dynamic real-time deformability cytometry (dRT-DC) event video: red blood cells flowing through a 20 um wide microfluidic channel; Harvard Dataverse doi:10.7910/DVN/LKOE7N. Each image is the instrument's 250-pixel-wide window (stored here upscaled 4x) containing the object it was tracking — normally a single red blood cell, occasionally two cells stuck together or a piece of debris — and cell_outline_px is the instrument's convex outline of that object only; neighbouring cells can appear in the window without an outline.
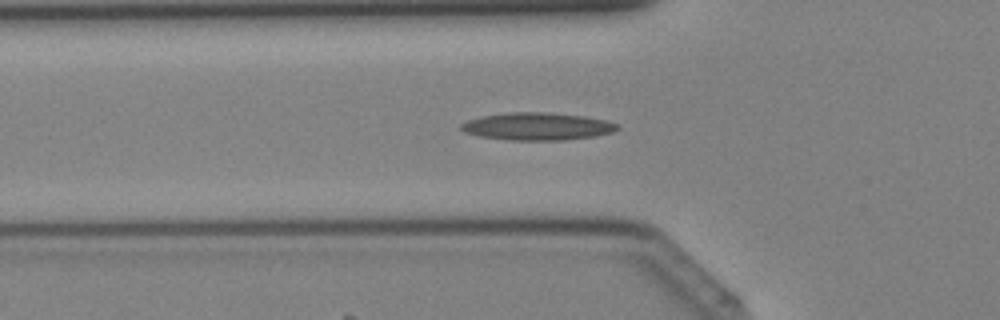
{"species": "Egyptian fruit bat (a non-hibernating species)", "species_latin": "Rousettus aegyptiacus", "temperature_condition": "cold", "stored_images_in_passage": 35, "camera_frame_rate_fps": 3000, "um_per_image_px": 0.085, "animal": {"sex": "female"}, "frame": {"image": 1, "passage_image": 13, "time_ms": 4.0, "image_size_px": [1000, 320], "cell_outline_px": [[620, 128], [612, 132], [592, 136], [564, 140], [512, 140], [480, 136], [464, 132], [460, 128], [460, 124], [468, 120], [484, 116], [508, 112], [548, 112], [584, 116], [608, 120], [620, 124]], "centroid_in_image_um": [45.7, 10.73], "position_along_channel_um": 80.1, "area_um2": 25.03}}
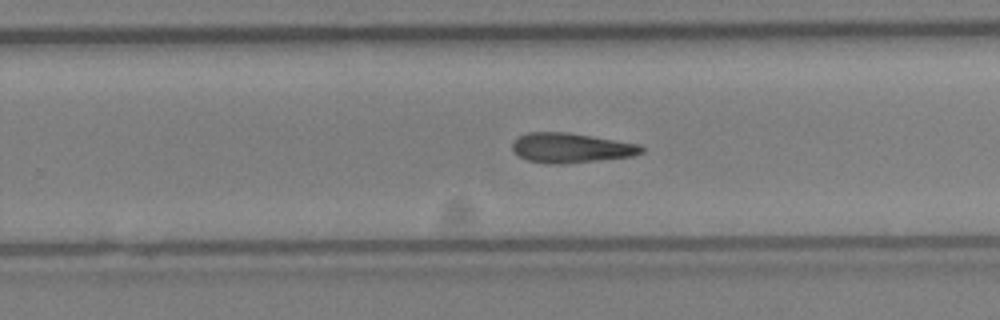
{"frame": {"image": 2, "passage_image": 25, "time_ms": 8.0, "image_size_px": [1000, 320], "cell_outline_px": [[644, 152], [632, 156], [564, 164], [560, 164], [528, 160], [520, 156], [512, 148], [512, 144], [520, 136], [528, 132], [568, 132], [640, 144], [644, 148]], "centroid_in_image_um": [48.58, 12.56], "position_along_channel_um": 281.2, "area_um2": 22.08}}
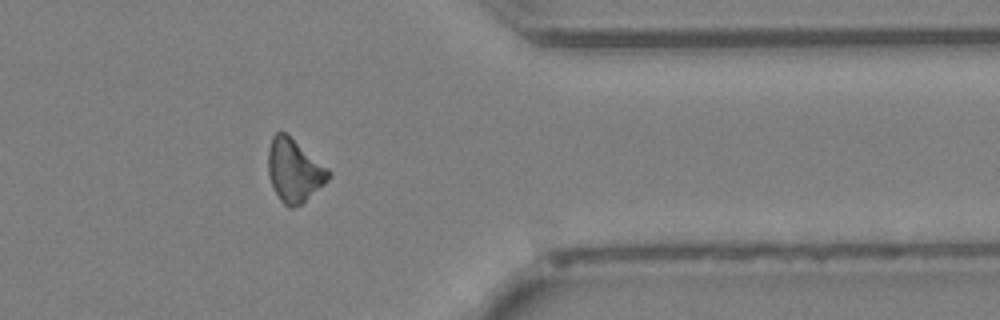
{"frame": {"image": 3, "passage_image": 32, "time_ms": 10.333, "image_size_px": [1000, 320], "cell_outline_px": [[332, 176], [324, 184], [300, 204], [292, 208], [288, 208], [280, 200], [272, 184], [268, 172], [268, 148], [272, 136], [276, 132], [284, 132], [328, 168], [332, 172]], "centroid_in_image_um": [25.0, 14.49], "position_along_channel_um": 386.4, "area_um2": 21.79}}